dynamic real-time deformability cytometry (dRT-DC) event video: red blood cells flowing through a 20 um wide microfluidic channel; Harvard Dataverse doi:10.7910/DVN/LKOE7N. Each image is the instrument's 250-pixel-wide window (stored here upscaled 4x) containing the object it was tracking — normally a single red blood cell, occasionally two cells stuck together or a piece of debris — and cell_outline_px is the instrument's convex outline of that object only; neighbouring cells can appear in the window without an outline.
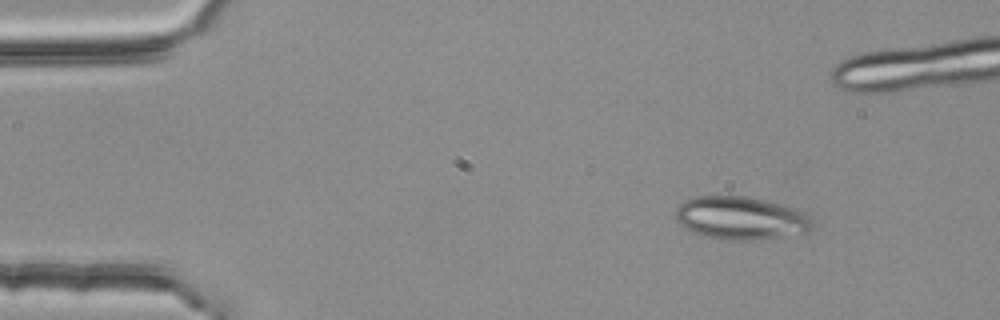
{"species": "common noctule bat (a hibernating species)", "species_latin": "Nyctalus noctula", "temperature_condition": "room temperature", "stored_images_in_passage": 9, "segment_of_instrument_passage": [1, 2], "camera_frame_rate_fps": 3000, "um_per_image_px": 0.085, "animal": {"sex": "female", "body_mass_g": 25.1}, "frame": {"image": 1, "passage_image": 1, "time_ms": 0.0, "image_size_px": [1000, 320], "cell_outline_px": [[812, 232], [756, 240], [720, 240], [692, 232], [684, 228], [676, 220], [676, 208], [684, 200], [700, 196], [748, 196], [800, 208], [808, 212], [812, 216]], "centroid_in_image_um": [63.04, 18.54], "position_along_channel_um": 22.0, "area_um2": 35.03}}